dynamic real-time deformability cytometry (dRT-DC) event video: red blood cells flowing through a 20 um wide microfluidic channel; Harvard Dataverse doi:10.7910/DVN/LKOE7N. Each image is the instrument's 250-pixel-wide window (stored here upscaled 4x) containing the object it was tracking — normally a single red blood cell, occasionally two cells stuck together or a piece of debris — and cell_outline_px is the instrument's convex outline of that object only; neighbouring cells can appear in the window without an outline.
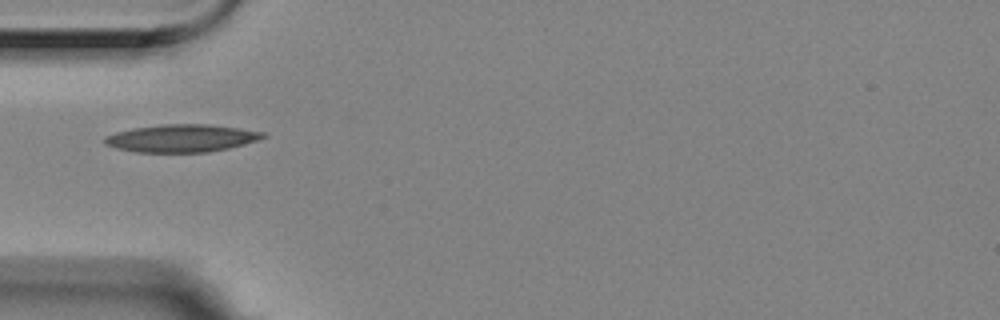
{"species": "Egyptian fruit bat (a non-hibernating species)", "species_latin": "Rousettus aegyptiacus", "temperature_condition": "room temperature", "stored_images_in_passage": 5, "camera_frame_rate_fps": 3000, "um_per_image_px": 0.085, "animal": {"sex": "female"}, "frame": {"image": 1, "passage_image": 1, "time_ms": 0.0, "image_size_px": [1000, 320], "cell_outline_px": [[268, 136], [244, 144], [228, 148], [208, 152], [136, 152], [116, 148], [104, 144], [104, 136], [116, 132], [132, 128], [160, 124], [208, 124], [240, 128], [264, 132]], "centroid_in_image_um": [15.41, 11.74], "position_along_channel_um": 69.6, "area_um2": 25.55}}
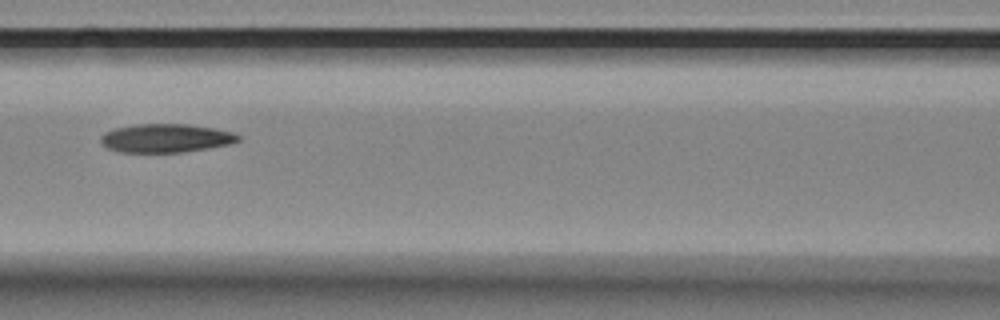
{"frame": {"image": 2, "passage_image": 3, "time_ms": 0.667, "image_size_px": [1000, 320], "cell_outline_px": [[240, 140], [232, 144], [180, 152], [120, 152], [108, 148], [100, 140], [100, 136], [104, 132], [116, 128], [136, 124], [188, 124], [216, 128], [232, 132], [240, 136]], "centroid_in_image_um": [14.11, 11.73], "position_along_channel_um": 152.5, "area_um2": 22.83}}
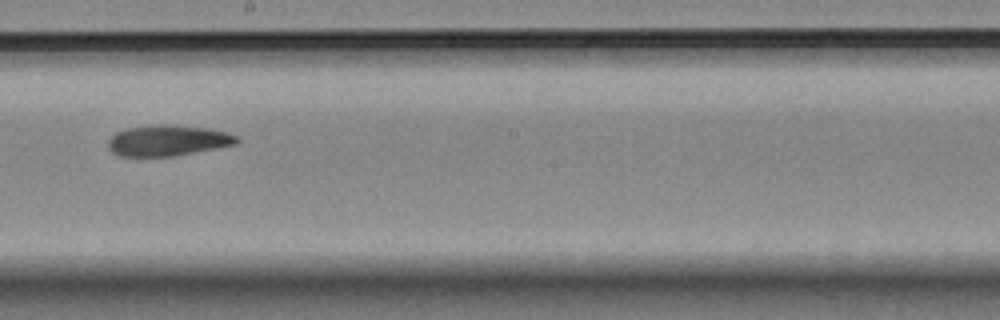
{"frame": {"image": 3, "passage_image": 5, "time_ms": 1.333, "image_size_px": [1000, 320], "cell_outline_px": [[240, 140], [236, 144], [176, 156], [120, 156], [112, 152], [108, 148], [108, 140], [116, 132], [128, 128], [156, 124], [168, 124], [208, 128], [228, 132], [240, 136]], "centroid_in_image_um": [14.3, 11.94], "position_along_channel_um": 233.9, "area_um2": 23.29}}